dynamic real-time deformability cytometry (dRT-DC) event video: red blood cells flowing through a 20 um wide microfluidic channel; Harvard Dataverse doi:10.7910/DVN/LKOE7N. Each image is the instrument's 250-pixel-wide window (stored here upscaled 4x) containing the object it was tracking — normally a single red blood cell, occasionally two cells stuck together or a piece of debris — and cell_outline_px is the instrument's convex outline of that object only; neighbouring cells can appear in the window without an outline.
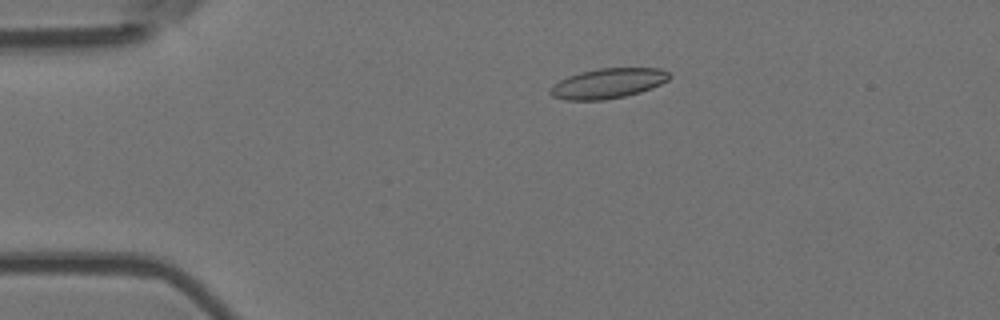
{"species": "Egyptian fruit bat (a non-hibernating species)", "species_latin": "Rousettus aegyptiacus", "temperature_condition": "room temperature", "stored_images_in_passage": 6, "camera_frame_rate_fps": 3000, "um_per_image_px": 0.085, "animal": {"sex": "female"}, "frame": {"image": 1, "passage_image": 4, "time_ms": 1.0, "image_size_px": [1000, 320], "cell_outline_px": [[672, 76], [668, 80], [652, 88], [640, 92], [624, 96], [604, 100], [564, 100], [552, 96], [548, 92], [552, 84], [568, 76], [580, 72], [596, 68], [660, 68], [668, 72]], "centroid_in_image_um": [51.65, 7.08], "position_along_channel_um": 33.3, "area_um2": 20.98}}
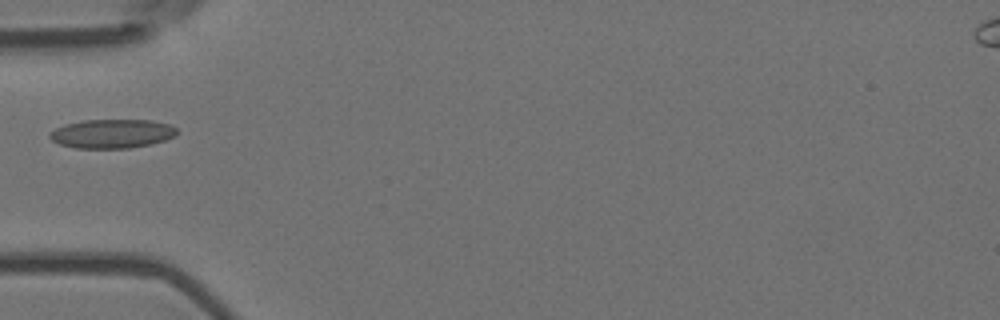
{"frame": {"image": 2, "passage_image": 6, "time_ms": 1.667, "image_size_px": [1000, 320], "cell_outline_px": [[176, 136], [152, 144], [128, 148], [76, 148], [60, 144], [52, 140], [48, 136], [48, 132], [64, 124], [84, 120], [152, 120], [168, 124], [176, 128]], "centroid_in_image_um": [9.5, 11.36], "position_along_channel_um": 75.5, "area_um2": 21.5}}